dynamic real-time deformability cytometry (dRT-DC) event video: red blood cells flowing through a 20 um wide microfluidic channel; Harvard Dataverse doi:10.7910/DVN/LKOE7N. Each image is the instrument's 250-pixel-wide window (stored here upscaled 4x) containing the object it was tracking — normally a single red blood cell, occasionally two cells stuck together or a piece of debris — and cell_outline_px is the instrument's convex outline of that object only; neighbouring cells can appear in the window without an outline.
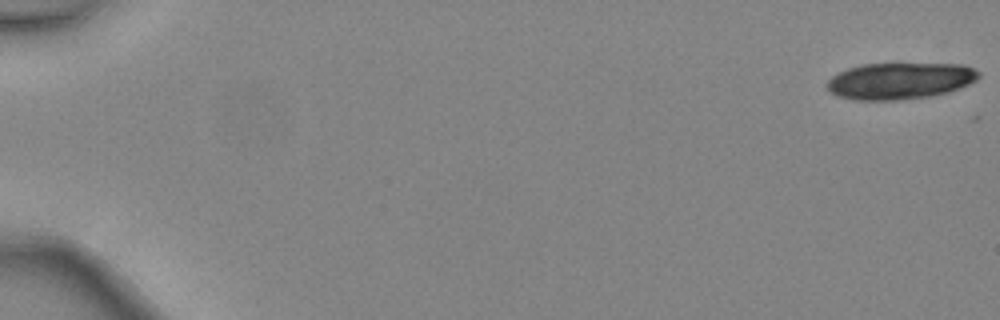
{"species": "common noctule bat (a hibernating species)", "species_latin": "Nyctalus noctula", "temperature_condition": "warm", "stored_images_in_passage": 5, "camera_frame_rate_fps": 3000, "um_per_image_px": 0.085, "animal": {"sex": "female", "body_mass_g": 24.6, "forearm_length_mm": 56.2}, "frame": {"image": 1, "passage_image": 1, "time_ms": 0.0, "image_size_px": [1000, 320], "cell_outline_px": [[980, 76], [976, 80], [968, 84], [948, 92], [928, 96], [896, 100], [852, 100], [836, 96], [824, 84], [832, 76], [848, 68], [864, 64], [964, 64], [980, 72]], "centroid_in_image_um": [76.47, 6.87], "position_along_channel_um": 8.5, "area_um2": 32.19}}
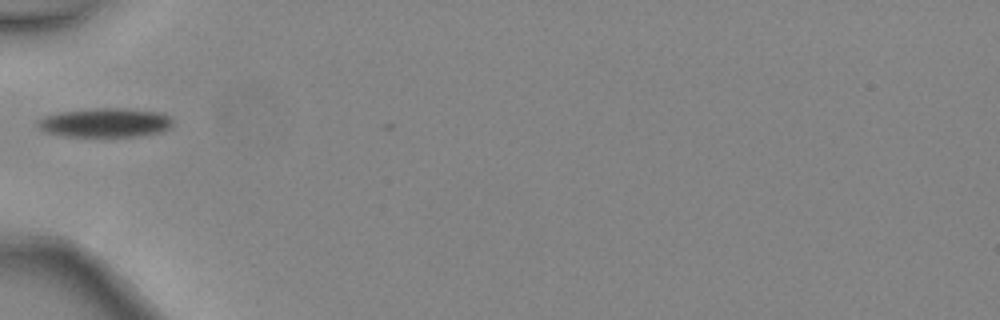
{"frame": {"image": 2, "passage_image": 5, "time_ms": 1.333, "image_size_px": [1000, 320], "cell_outline_px": [[172, 128], [160, 132], [140, 136], [64, 136], [44, 132], [36, 124], [36, 120], [44, 116], [60, 112], [96, 108], [128, 108], [160, 112], [168, 116], [172, 120]], "centroid_in_image_um": [8.94, 10.42], "position_along_channel_um": 76.1, "area_um2": 23.06}}